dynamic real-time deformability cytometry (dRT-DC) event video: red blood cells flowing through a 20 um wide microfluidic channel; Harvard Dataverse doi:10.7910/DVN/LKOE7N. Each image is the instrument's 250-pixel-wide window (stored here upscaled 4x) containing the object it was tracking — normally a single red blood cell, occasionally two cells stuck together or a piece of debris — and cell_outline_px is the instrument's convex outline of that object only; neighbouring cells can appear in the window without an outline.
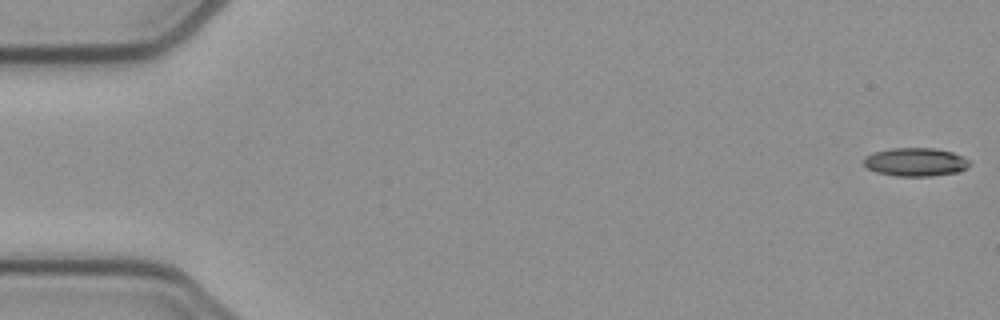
{"species": "common noctule bat (a hibernating species)", "species_latin": "Nyctalus noctula", "temperature_condition": "cold", "stored_images_in_passage": 48, "camera_frame_rate_fps": 3000, "um_per_image_px": 0.085, "animal": {"sex": "female", "body_mass_g": 21.9}, "frame": {"image": 1, "passage_image": 1, "time_ms": 0.0, "image_size_px": [1000, 320], "cell_outline_px": [[972, 164], [968, 168], [960, 172], [932, 176], [896, 176], [876, 172], [868, 168], [864, 164], [864, 156], [872, 152], [892, 148], [936, 148], [952, 152], [964, 156], [972, 160]], "centroid_in_image_um": [77.88, 13.77], "position_along_channel_um": 7.1, "area_um2": 17.92}}
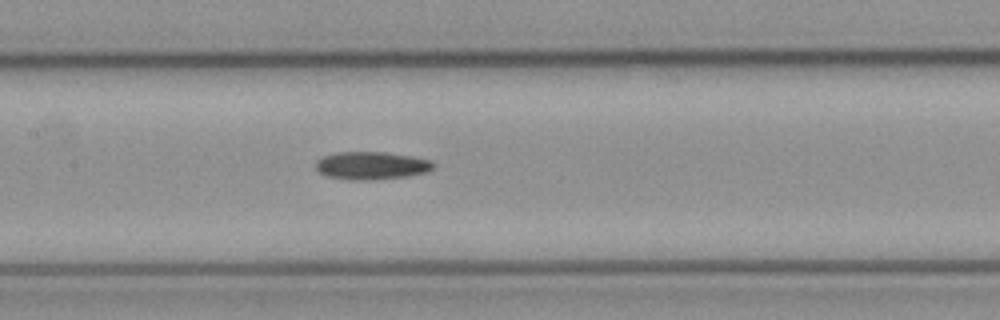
{"frame": {"image": 2, "passage_image": 25, "time_ms": 8.0, "image_size_px": [1000, 320], "cell_outline_px": [[432, 168], [428, 172], [408, 176], [376, 180], [348, 180], [324, 176], [316, 168], [316, 160], [324, 156], [336, 152], [384, 152], [412, 156], [432, 160]], "centroid_in_image_um": [31.55, 14.08], "position_along_channel_um": 175.8, "area_um2": 19.25}}
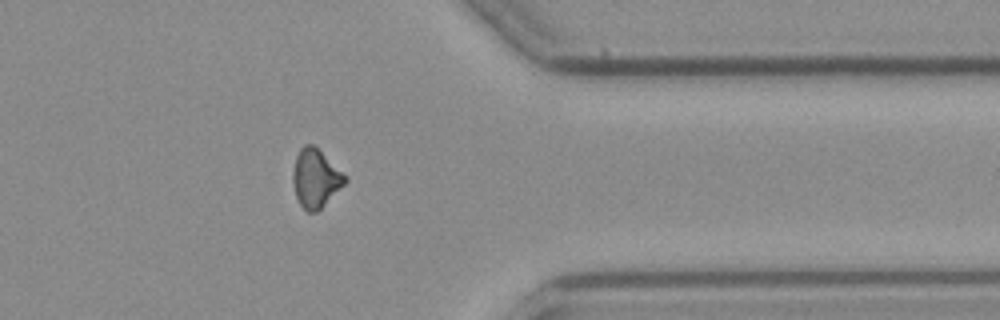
{"frame": {"image": 3, "passage_image": 42, "time_ms": 13.667, "image_size_px": [1000, 320], "cell_outline_px": [[348, 180], [316, 212], [308, 212], [300, 204], [296, 196], [292, 180], [292, 172], [296, 156], [300, 148], [304, 144], [312, 144], [348, 176]], "centroid_in_image_um": [26.81, 15.14], "position_along_channel_um": 384.6, "area_um2": 17.51}}